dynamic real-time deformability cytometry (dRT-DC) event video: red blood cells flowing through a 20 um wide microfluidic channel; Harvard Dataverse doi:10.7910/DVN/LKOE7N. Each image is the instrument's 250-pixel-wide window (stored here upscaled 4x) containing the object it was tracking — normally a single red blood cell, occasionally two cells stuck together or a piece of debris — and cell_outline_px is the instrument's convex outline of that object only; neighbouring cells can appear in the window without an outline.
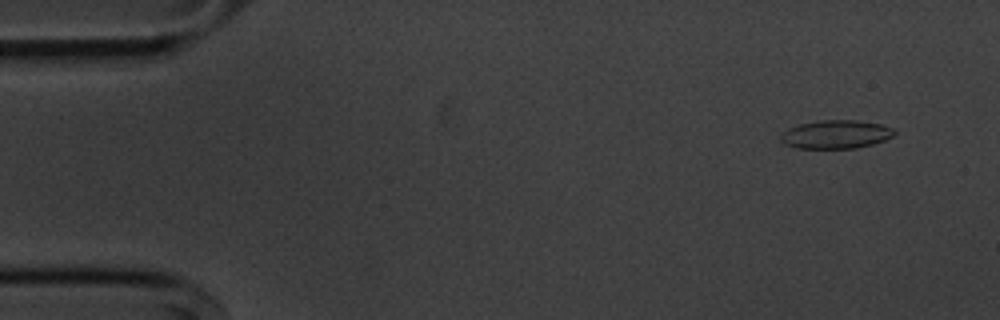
{"species": "common noctule bat (a hibernating species)", "species_latin": "Nyctalus noctula", "temperature_condition": "cold", "stored_images_in_passage": 55, "camera_frame_rate_fps": 3000, "um_per_image_px": 0.085, "animal": {"sex": "male", "body_mass_g": 20.1, "forearm_length_mm": 53.5}, "frame": {"image": 1, "passage_image": 4, "time_ms": 1.0, "image_size_px": [1000, 320], "cell_outline_px": [[896, 132], [892, 136], [884, 140], [872, 144], [856, 148], [796, 148], [784, 144], [780, 140], [780, 136], [788, 128], [800, 124], [820, 120], [856, 120], [880, 124], [892, 128]], "centroid_in_image_um": [71.03, 11.42], "position_along_channel_um": 14.0, "area_um2": 18.73}}
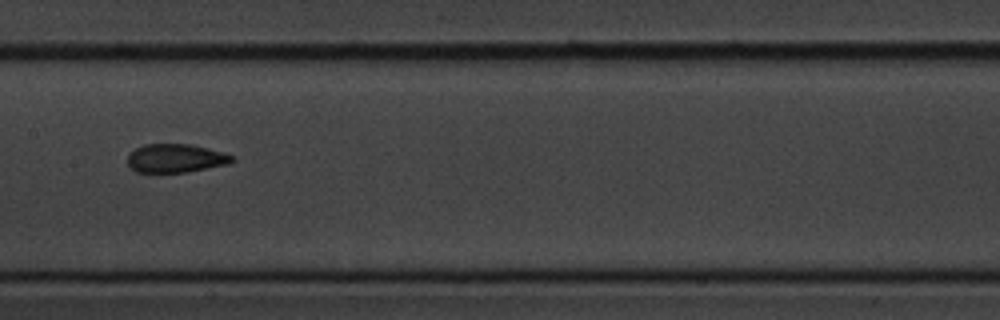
{"frame": {"image": 2, "passage_image": 27, "time_ms": 8.667, "image_size_px": [1000, 320], "cell_outline_px": [[236, 160], [228, 164], [188, 172], [136, 172], [128, 164], [128, 152], [144, 144], [192, 144], [224, 152], [236, 156]], "centroid_in_image_um": [14.97, 13.44], "position_along_channel_um": 192.4, "area_um2": 17.63}}
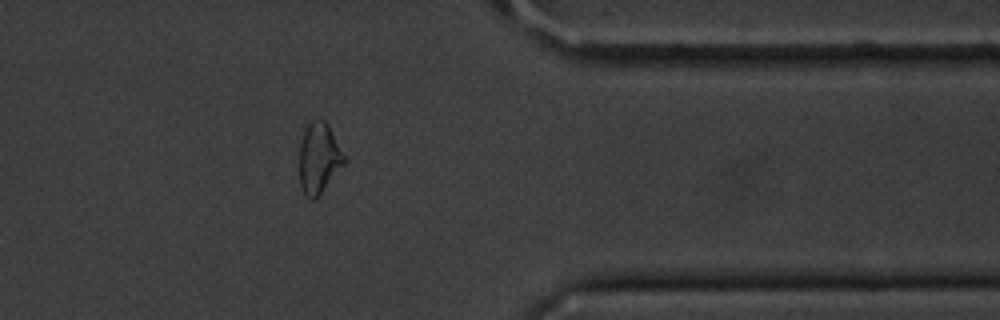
{"frame": {"image": 3, "passage_image": 44, "time_ms": 14.333, "image_size_px": [1000, 320], "cell_outline_px": [[344, 164], [320, 192], [312, 200], [300, 188], [300, 144], [304, 132], [308, 124], [312, 120], [324, 120], [328, 124], [344, 156]], "centroid_in_image_um": [27.08, 13.41], "position_along_channel_um": 384.3, "area_um2": 17.69}, "authors_computed_cell_mechanics": {"area_um2": 18.3804, "velocity_mm_per_s": 3.6411, "shape_relaxation_time_tau1_ms": 7.3907, "shape_relaxation_time_tau2_ms": 2.2722, "deformation_change_tau1": 0.1837, "deformation_change_tau2": 0.07}}